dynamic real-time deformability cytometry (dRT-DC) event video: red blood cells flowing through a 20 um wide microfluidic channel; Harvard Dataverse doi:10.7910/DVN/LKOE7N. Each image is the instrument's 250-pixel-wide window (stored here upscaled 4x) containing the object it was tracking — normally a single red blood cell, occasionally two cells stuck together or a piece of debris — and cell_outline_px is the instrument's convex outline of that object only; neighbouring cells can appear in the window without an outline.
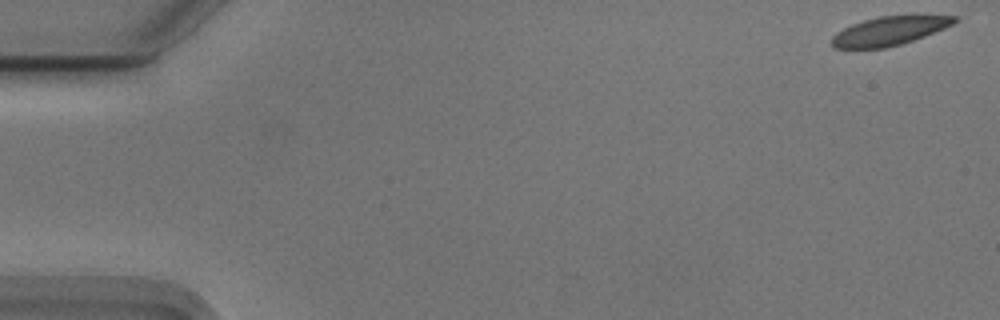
{"species": "Egyptian fruit bat (a non-hibernating species)", "species_latin": "Rousettus aegyptiacus", "temperature_condition": "cold", "stored_images_in_passage": 50, "camera_frame_rate_fps": 3000, "um_per_image_px": 0.085, "animal": {"sex": "male"}, "frame": {"image": 1, "passage_image": 1, "time_ms": 0.0, "image_size_px": [1000, 320], "cell_outline_px": [[956, 20], [952, 24], [944, 28], [924, 36], [900, 44], [884, 48], [836, 48], [832, 44], [832, 36], [836, 32], [852, 24], [864, 20], [880, 16], [912, 12], [916, 12], [956, 16]], "centroid_in_image_um": [75.67, 2.56], "position_along_channel_um": 9.3, "area_um2": 21.15}}
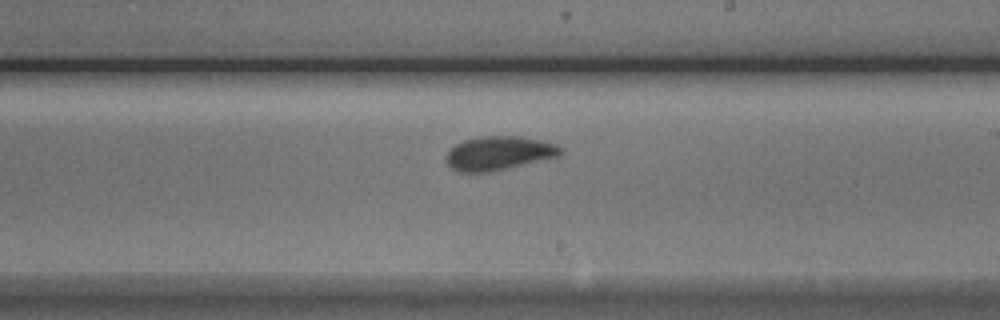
{"frame": {"image": 2, "passage_image": 32, "time_ms": 10.333, "image_size_px": [1000, 320], "cell_outline_px": [[564, 148], [556, 156], [488, 172], [460, 172], [452, 168], [448, 164], [444, 156], [456, 144], [464, 140], [480, 136], [520, 136], [556, 144]], "centroid_in_image_um": [42.34, 13.0], "position_along_channel_um": 246.7, "area_um2": 22.08}}
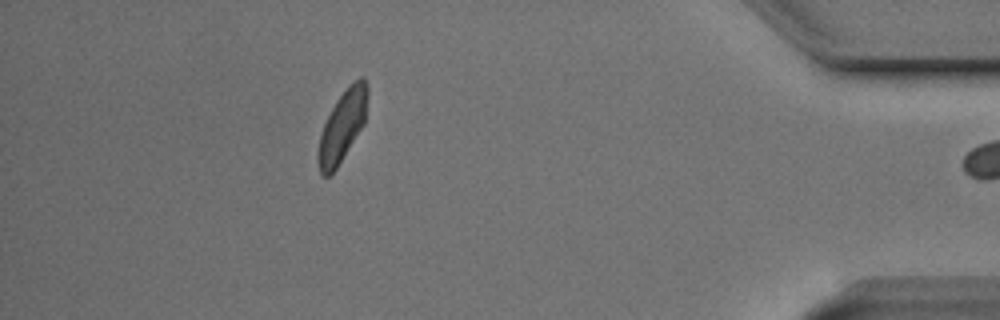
{"frame": {"image": 3, "passage_image": 49, "time_ms": 16.0, "image_size_px": [1000, 320], "cell_outline_px": [[368, 96], [364, 124], [336, 168], [328, 176], [320, 176], [320, 136], [324, 124], [336, 100], [348, 84], [360, 76], [364, 76], [368, 84]], "centroid_in_image_um": [29.16, 10.6], "position_along_channel_um": 406.0, "area_um2": 19.94}}